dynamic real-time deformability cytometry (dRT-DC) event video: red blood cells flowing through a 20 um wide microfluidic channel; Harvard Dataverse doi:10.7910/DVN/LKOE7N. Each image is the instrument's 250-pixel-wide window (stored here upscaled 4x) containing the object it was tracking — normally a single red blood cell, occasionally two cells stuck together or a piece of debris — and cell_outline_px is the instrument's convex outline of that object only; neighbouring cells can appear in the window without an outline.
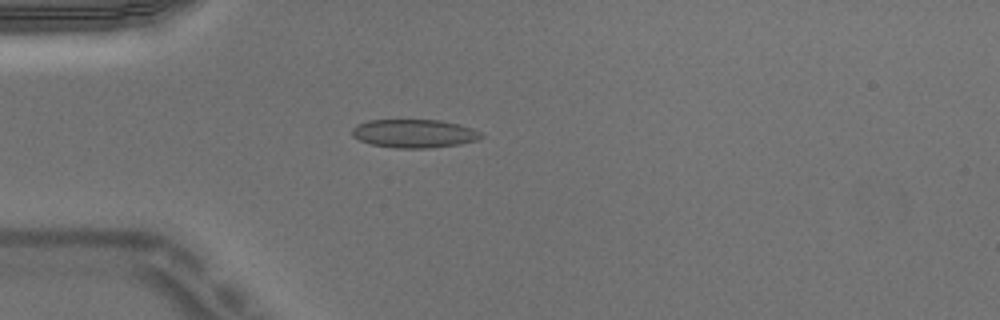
{"species": "Egyptian fruit bat (a non-hibernating species)", "species_latin": "Rousettus aegyptiacus", "temperature_condition": "warm", "stored_images_in_passage": 2, "camera_frame_rate_fps": 3000, "um_per_image_px": 0.085, "animal": {"sex": "male"}, "frame": {"image": 1, "passage_image": 2, "time_ms": 0.333, "image_size_px": [1000, 320], "cell_outline_px": [[484, 136], [476, 140], [460, 144], [428, 148], [396, 148], [372, 144], [360, 140], [352, 136], [352, 128], [356, 124], [368, 120], [440, 120], [460, 124], [472, 128], [480, 132]], "centroid_in_image_um": [35.2, 11.34], "position_along_channel_um": 49.8, "area_um2": 21.39}}